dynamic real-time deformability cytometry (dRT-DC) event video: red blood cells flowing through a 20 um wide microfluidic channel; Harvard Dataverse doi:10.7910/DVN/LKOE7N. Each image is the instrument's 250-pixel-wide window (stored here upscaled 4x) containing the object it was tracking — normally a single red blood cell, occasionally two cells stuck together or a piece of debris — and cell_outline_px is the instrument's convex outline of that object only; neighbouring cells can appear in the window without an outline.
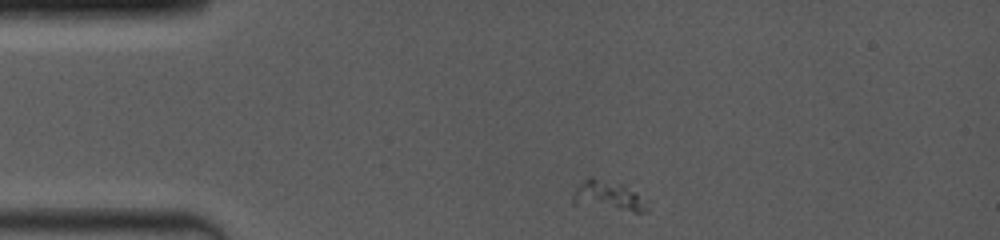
{"species": "common noctule bat (a hibernating species)", "species_latin": "Nyctalus noctula", "temperature_condition": "room temperature", "stored_images_in_passage": 14, "camera_frame_rate_fps": 4000, "um_per_image_px": 0.085, "animal": {"sex": "female", "body_mass_g": 19.0, "forearm_length_mm": 53.3}, "frame": {"image": 1, "passage_image": 1, "time_ms": 0.0, "image_size_px": [1000, 240], "cell_outline_px": [[652, 200], [648, 208], [644, 212], [636, 212], [572, 204], [572, 196], [576, 188], [588, 176], [592, 176], [624, 184]], "centroid_in_image_um": [51.8, 16.64], "position_along_channel_um": 33.2, "area_um2": 13.53}}